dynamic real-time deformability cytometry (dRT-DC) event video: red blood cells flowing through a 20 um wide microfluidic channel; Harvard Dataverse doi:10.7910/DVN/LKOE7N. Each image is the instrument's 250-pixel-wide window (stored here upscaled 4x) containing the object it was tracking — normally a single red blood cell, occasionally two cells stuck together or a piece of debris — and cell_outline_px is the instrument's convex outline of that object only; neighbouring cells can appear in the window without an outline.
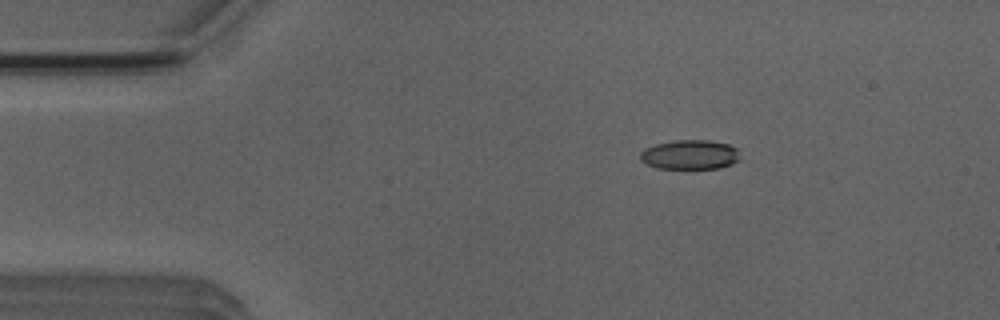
{"species": "Egyptian fruit bat (a non-hibernating species)", "species_latin": "Rousettus aegyptiacus", "temperature_condition": "room temperature", "stored_images_in_passage": 7, "camera_frame_rate_fps": 3000, "um_per_image_px": 0.085, "animal": {"sex": "male"}, "frame": {"image": 1, "passage_image": 2, "time_ms": 2.0, "image_size_px": [1000, 320], "cell_outline_px": [[740, 160], [732, 164], [720, 168], [656, 168], [640, 160], [640, 152], [644, 148], [656, 144], [676, 140], [708, 140], [728, 144], [736, 148]], "centroid_in_image_um": [58.64, 13.14], "position_along_channel_um": 26.4, "area_um2": 17.11}}
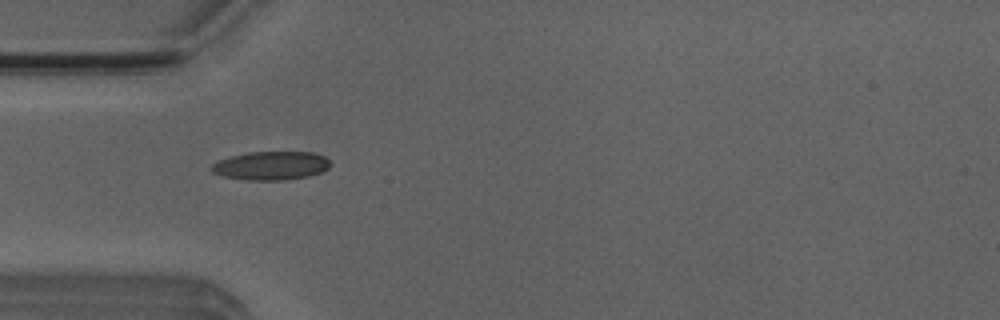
{"frame": {"image": 2, "passage_image": 4, "time_ms": 4.333, "image_size_px": [1000, 320], "cell_outline_px": [[328, 168], [320, 172], [308, 176], [284, 180], [248, 180], [224, 176], [212, 172], [208, 168], [216, 160], [248, 152], [312, 152], [324, 156], [328, 160]], "centroid_in_image_um": [22.98, 14.08], "position_along_channel_um": 62.0, "area_um2": 19.71}}
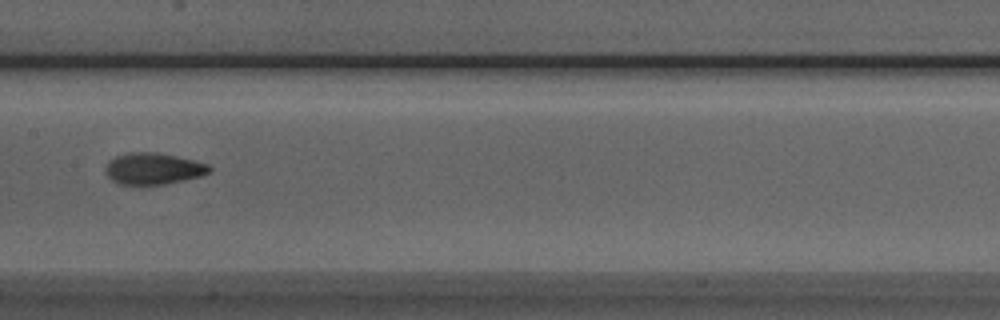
{"frame": {"image": 3, "passage_image": 7, "time_ms": 7.667, "image_size_px": [1000, 320], "cell_outline_px": [[212, 168], [208, 172], [200, 176], [164, 184], [120, 184], [112, 180], [104, 172], [104, 168], [108, 160], [116, 156], [128, 152], [156, 152], [176, 156], [208, 164]], "centroid_in_image_um": [12.97, 14.32], "position_along_channel_um": 194.4, "area_um2": 18.96}}